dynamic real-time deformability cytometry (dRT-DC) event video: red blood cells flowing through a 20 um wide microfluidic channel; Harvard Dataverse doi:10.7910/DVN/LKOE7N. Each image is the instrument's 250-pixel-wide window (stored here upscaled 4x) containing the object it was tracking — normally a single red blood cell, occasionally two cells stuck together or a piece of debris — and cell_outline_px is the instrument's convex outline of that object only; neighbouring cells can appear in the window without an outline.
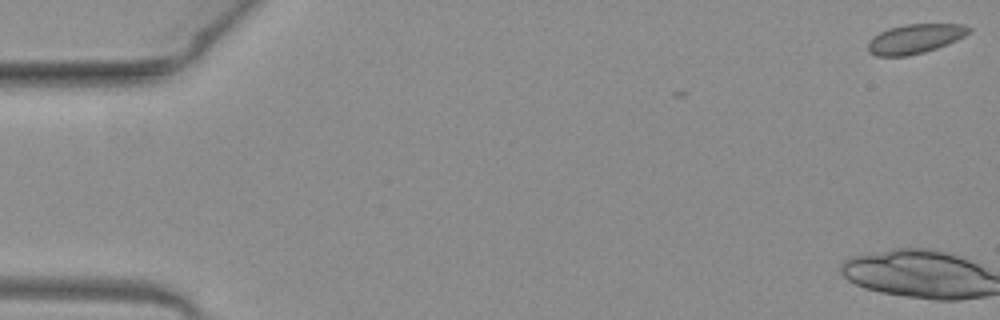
{"species": "common noctule bat (a hibernating species)", "species_latin": "Nyctalus noctula", "temperature_condition": "warm", "stored_images_in_passage": 27, "camera_frame_rate_fps": 3000, "um_per_image_px": 0.085, "animal": {"sex": "female", "body_mass_g": 19.3, "forearm_length_mm": 54.1}, "frame": {"image": 1, "passage_image": 1, "time_ms": 0.0, "image_size_px": [1000, 320], "cell_outline_px": [[972, 32], [956, 40], [936, 48], [924, 52], [908, 56], [876, 56], [868, 52], [868, 40], [872, 36], [888, 28], [904, 24], [964, 24], [972, 28]], "centroid_in_image_um": [77.76, 3.29], "position_along_channel_um": 7.2, "area_um2": 17.46}}